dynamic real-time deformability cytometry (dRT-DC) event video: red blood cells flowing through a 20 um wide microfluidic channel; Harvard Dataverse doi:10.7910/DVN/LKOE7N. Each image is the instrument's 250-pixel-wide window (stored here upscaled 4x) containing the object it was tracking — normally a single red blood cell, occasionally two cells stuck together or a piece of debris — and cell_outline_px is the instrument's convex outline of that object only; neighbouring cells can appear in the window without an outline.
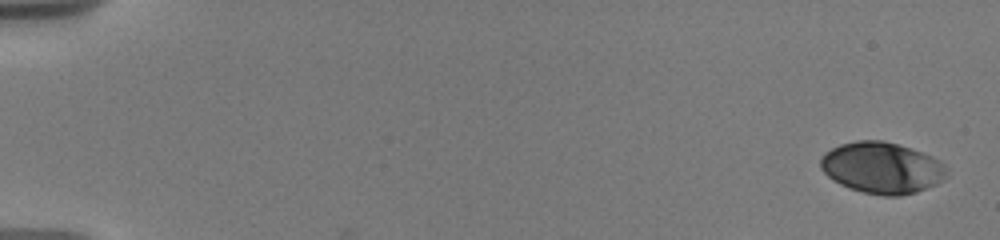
{"species": "human", "species_latin": "Homo sapiens", "temperature_condition": "warm", "stored_images_in_passage": 9, "camera_frame_rate_fps": 3000, "um_per_image_px": 0.085, "donor": {"sex": "male"}, "frame": {"image": 1, "passage_image": 1, "time_ms": 0.0, "image_size_px": [1000, 240], "cell_outline_px": [[948, 176], [944, 180], [936, 184], [916, 192], [900, 196], [884, 196], [864, 192], [840, 184], [832, 180], [820, 168], [820, 156], [824, 152], [840, 144], [856, 140], [884, 140], [932, 156], [940, 160], [944, 164]], "centroid_in_image_um": [74.95, 14.26], "position_along_channel_um": 10.0, "area_um2": 37.8}}